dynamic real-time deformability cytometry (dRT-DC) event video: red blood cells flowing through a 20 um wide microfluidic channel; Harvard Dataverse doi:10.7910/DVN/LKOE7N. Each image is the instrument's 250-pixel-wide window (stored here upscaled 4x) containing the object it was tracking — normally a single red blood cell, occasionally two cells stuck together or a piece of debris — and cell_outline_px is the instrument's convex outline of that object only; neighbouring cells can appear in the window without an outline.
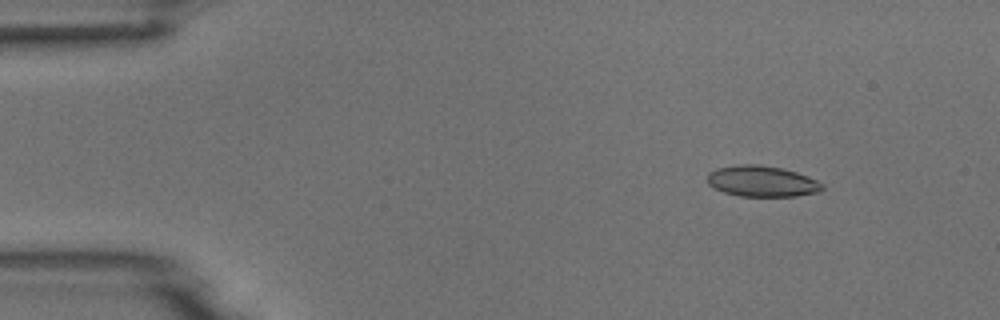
{"species": "common noctule bat (a hibernating species)", "species_latin": "Nyctalus noctula", "temperature_condition": "room temperature", "stored_images_in_passage": 5, "camera_frame_rate_fps": 3000, "um_per_image_px": 0.085, "animal": {"sex": "male", "body_mass_g": 18.8}, "frame": {"image": 1, "passage_image": 2, "time_ms": 1.667, "image_size_px": [1000, 320], "cell_outline_px": [[824, 188], [820, 192], [796, 196], [740, 196], [724, 192], [708, 184], [708, 172], [716, 168], [740, 164], [760, 164], [780, 168], [796, 172], [808, 176], [824, 184]], "centroid_in_image_um": [64.78, 15.4], "position_along_channel_um": 20.2, "area_um2": 20.75}}